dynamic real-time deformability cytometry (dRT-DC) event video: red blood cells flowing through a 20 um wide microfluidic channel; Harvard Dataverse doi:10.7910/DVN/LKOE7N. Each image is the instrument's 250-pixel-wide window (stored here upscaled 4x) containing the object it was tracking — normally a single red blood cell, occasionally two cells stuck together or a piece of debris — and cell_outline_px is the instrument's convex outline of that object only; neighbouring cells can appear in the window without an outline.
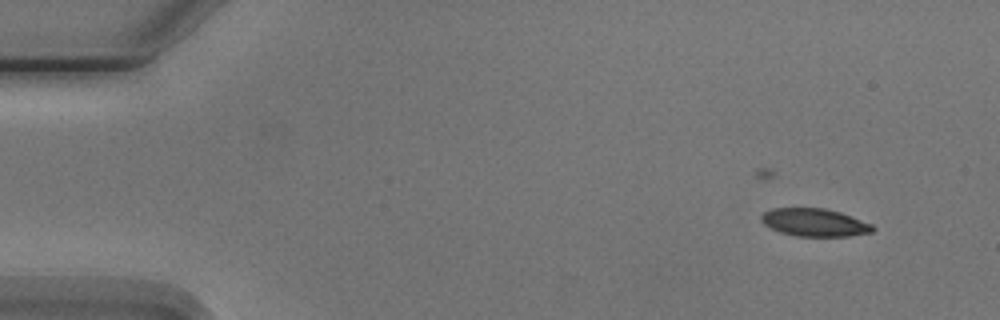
{"species": "Egyptian fruit bat (a non-hibernating species)", "species_latin": "Rousettus aegyptiacus", "temperature_condition": "cold", "stored_images_in_passage": 8, "camera_frame_rate_fps": 3000, "um_per_image_px": 0.085, "animal": {"sex": "male"}, "frame": {"image": 1, "passage_image": 3, "time_ms": 2.667, "image_size_px": [1000, 320], "cell_outline_px": [[876, 228], [872, 232], [848, 236], [796, 236], [780, 232], [764, 224], [760, 220], [760, 216], [764, 212], [772, 208], [824, 208], [840, 212], [872, 224]], "centroid_in_image_um": [69.23, 18.9], "position_along_channel_um": 15.8, "area_um2": 18.03}}
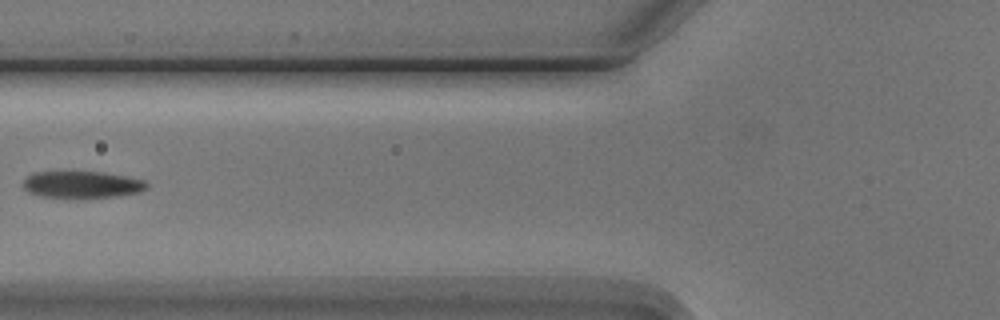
{"frame": {"image": 2, "passage_image": 7, "time_ms": 8.333, "image_size_px": [1000, 320], "cell_outline_px": [[148, 188], [140, 192], [116, 196], [80, 200], [40, 196], [28, 192], [24, 188], [24, 180], [32, 172], [104, 172], [144, 180], [148, 184]], "centroid_in_image_um": [6.97, 15.72], "position_along_channel_um": 118.8, "area_um2": 19.88}}
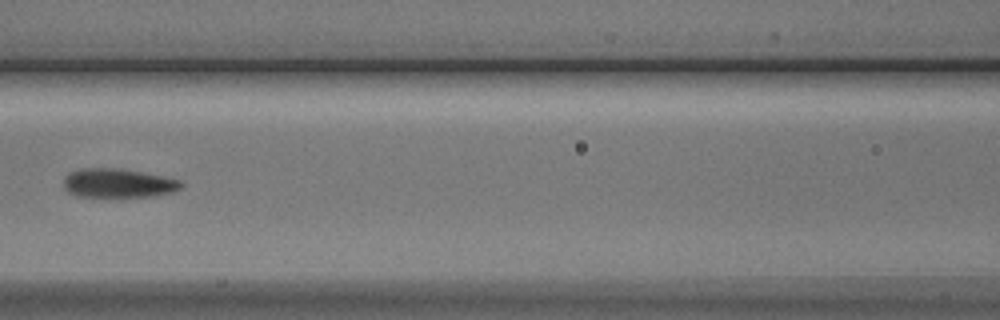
{"frame": {"image": 3, "passage_image": 8, "time_ms": 9.333, "image_size_px": [1000, 320], "cell_outline_px": [[184, 184], [180, 188], [172, 192], [152, 196], [76, 196], [68, 192], [64, 188], [64, 176], [68, 172], [84, 168], [116, 168], [140, 172], [180, 180]], "centroid_in_image_um": [9.99, 15.56], "position_along_channel_um": 156.6, "area_um2": 19.59}}